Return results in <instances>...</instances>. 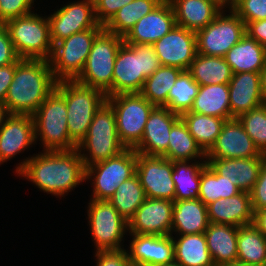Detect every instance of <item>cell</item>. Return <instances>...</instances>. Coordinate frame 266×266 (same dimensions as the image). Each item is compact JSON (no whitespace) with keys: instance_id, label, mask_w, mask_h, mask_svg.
<instances>
[{"instance_id":"6da1fadb","label":"cell","mask_w":266,"mask_h":266,"mask_svg":"<svg viewBox=\"0 0 266 266\" xmlns=\"http://www.w3.org/2000/svg\"><path fill=\"white\" fill-rule=\"evenodd\" d=\"M42 151L19 163L16 173L34 183L41 191L58 197L85 181V166L77 149Z\"/></svg>"},{"instance_id":"7a4b0ae2","label":"cell","mask_w":266,"mask_h":266,"mask_svg":"<svg viewBox=\"0 0 266 266\" xmlns=\"http://www.w3.org/2000/svg\"><path fill=\"white\" fill-rule=\"evenodd\" d=\"M57 82L48 60L19 58L4 101L8 114L33 115Z\"/></svg>"},{"instance_id":"3957f363","label":"cell","mask_w":266,"mask_h":266,"mask_svg":"<svg viewBox=\"0 0 266 266\" xmlns=\"http://www.w3.org/2000/svg\"><path fill=\"white\" fill-rule=\"evenodd\" d=\"M160 66L153 44L123 43L116 55L112 95L140 93L145 79Z\"/></svg>"},{"instance_id":"277c9868","label":"cell","mask_w":266,"mask_h":266,"mask_svg":"<svg viewBox=\"0 0 266 266\" xmlns=\"http://www.w3.org/2000/svg\"><path fill=\"white\" fill-rule=\"evenodd\" d=\"M55 89L65 98L69 136L78 145L86 136L95 112L106 101V95L75 80L58 81Z\"/></svg>"},{"instance_id":"5b68a950","label":"cell","mask_w":266,"mask_h":266,"mask_svg":"<svg viewBox=\"0 0 266 266\" xmlns=\"http://www.w3.org/2000/svg\"><path fill=\"white\" fill-rule=\"evenodd\" d=\"M35 141L42 142L44 151H71L77 144L70 138L67 128L65 98L54 89L32 115Z\"/></svg>"},{"instance_id":"8992f818","label":"cell","mask_w":266,"mask_h":266,"mask_svg":"<svg viewBox=\"0 0 266 266\" xmlns=\"http://www.w3.org/2000/svg\"><path fill=\"white\" fill-rule=\"evenodd\" d=\"M76 149L85 167L114 157L126 149L118 137L113 108L106 101L95 112L86 136ZM84 149L88 155L81 154Z\"/></svg>"},{"instance_id":"52a82bcc","label":"cell","mask_w":266,"mask_h":266,"mask_svg":"<svg viewBox=\"0 0 266 266\" xmlns=\"http://www.w3.org/2000/svg\"><path fill=\"white\" fill-rule=\"evenodd\" d=\"M4 25L20 59L50 60L53 44L48 18L33 12L11 19Z\"/></svg>"},{"instance_id":"ba28073f","label":"cell","mask_w":266,"mask_h":266,"mask_svg":"<svg viewBox=\"0 0 266 266\" xmlns=\"http://www.w3.org/2000/svg\"><path fill=\"white\" fill-rule=\"evenodd\" d=\"M123 37L103 30L94 40L85 66L76 82L112 96V78L117 52Z\"/></svg>"},{"instance_id":"9c48e42d","label":"cell","mask_w":266,"mask_h":266,"mask_svg":"<svg viewBox=\"0 0 266 266\" xmlns=\"http://www.w3.org/2000/svg\"><path fill=\"white\" fill-rule=\"evenodd\" d=\"M106 102L115 113L120 142L126 148L134 149L142 139L144 127L155 106L140 93L108 96Z\"/></svg>"},{"instance_id":"30bf717a","label":"cell","mask_w":266,"mask_h":266,"mask_svg":"<svg viewBox=\"0 0 266 266\" xmlns=\"http://www.w3.org/2000/svg\"><path fill=\"white\" fill-rule=\"evenodd\" d=\"M104 28H92L75 33L53 45L49 60L57 81L75 80L82 72L95 38Z\"/></svg>"},{"instance_id":"8fae6325","label":"cell","mask_w":266,"mask_h":266,"mask_svg":"<svg viewBox=\"0 0 266 266\" xmlns=\"http://www.w3.org/2000/svg\"><path fill=\"white\" fill-rule=\"evenodd\" d=\"M136 164L137 152L126 148L114 157L85 167V180L93 176L91 199L108 200L123 181L136 174Z\"/></svg>"},{"instance_id":"7c38bea8","label":"cell","mask_w":266,"mask_h":266,"mask_svg":"<svg viewBox=\"0 0 266 266\" xmlns=\"http://www.w3.org/2000/svg\"><path fill=\"white\" fill-rule=\"evenodd\" d=\"M224 10L205 28L196 32L197 53L224 57L246 34L244 21L233 11Z\"/></svg>"},{"instance_id":"4fadbf2b","label":"cell","mask_w":266,"mask_h":266,"mask_svg":"<svg viewBox=\"0 0 266 266\" xmlns=\"http://www.w3.org/2000/svg\"><path fill=\"white\" fill-rule=\"evenodd\" d=\"M90 200L87 214L96 251L123 249L121 242L129 230L128 222L109 200Z\"/></svg>"},{"instance_id":"5bb4252c","label":"cell","mask_w":266,"mask_h":266,"mask_svg":"<svg viewBox=\"0 0 266 266\" xmlns=\"http://www.w3.org/2000/svg\"><path fill=\"white\" fill-rule=\"evenodd\" d=\"M173 161L164 156L137 153L136 175L146 198L174 201Z\"/></svg>"},{"instance_id":"9a60e30c","label":"cell","mask_w":266,"mask_h":266,"mask_svg":"<svg viewBox=\"0 0 266 266\" xmlns=\"http://www.w3.org/2000/svg\"><path fill=\"white\" fill-rule=\"evenodd\" d=\"M47 18L53 45L75 33L92 28H104L95 18L93 0L73 1Z\"/></svg>"},{"instance_id":"2e32d148","label":"cell","mask_w":266,"mask_h":266,"mask_svg":"<svg viewBox=\"0 0 266 266\" xmlns=\"http://www.w3.org/2000/svg\"><path fill=\"white\" fill-rule=\"evenodd\" d=\"M153 47L161 65L188 70L197 54L196 32L175 25Z\"/></svg>"},{"instance_id":"e0dca14e","label":"cell","mask_w":266,"mask_h":266,"mask_svg":"<svg viewBox=\"0 0 266 266\" xmlns=\"http://www.w3.org/2000/svg\"><path fill=\"white\" fill-rule=\"evenodd\" d=\"M174 201L146 198L128 222L130 234L171 235Z\"/></svg>"},{"instance_id":"ac0fdd59","label":"cell","mask_w":266,"mask_h":266,"mask_svg":"<svg viewBox=\"0 0 266 266\" xmlns=\"http://www.w3.org/2000/svg\"><path fill=\"white\" fill-rule=\"evenodd\" d=\"M262 155L240 121L233 118L225 121L205 159L252 158Z\"/></svg>"},{"instance_id":"d6986e66","label":"cell","mask_w":266,"mask_h":266,"mask_svg":"<svg viewBox=\"0 0 266 266\" xmlns=\"http://www.w3.org/2000/svg\"><path fill=\"white\" fill-rule=\"evenodd\" d=\"M176 25L171 3L163 0L149 14L143 16L123 37L126 44H154Z\"/></svg>"},{"instance_id":"ffe728a7","label":"cell","mask_w":266,"mask_h":266,"mask_svg":"<svg viewBox=\"0 0 266 266\" xmlns=\"http://www.w3.org/2000/svg\"><path fill=\"white\" fill-rule=\"evenodd\" d=\"M34 120L29 114H8L0 127V164L35 144ZM29 146V147H28Z\"/></svg>"},{"instance_id":"44dd1931","label":"cell","mask_w":266,"mask_h":266,"mask_svg":"<svg viewBox=\"0 0 266 266\" xmlns=\"http://www.w3.org/2000/svg\"><path fill=\"white\" fill-rule=\"evenodd\" d=\"M130 252L127 251L131 265L161 266L174 262L173 235L155 236L130 234Z\"/></svg>"},{"instance_id":"7402d4cb","label":"cell","mask_w":266,"mask_h":266,"mask_svg":"<svg viewBox=\"0 0 266 266\" xmlns=\"http://www.w3.org/2000/svg\"><path fill=\"white\" fill-rule=\"evenodd\" d=\"M180 115L166 107H155L150 113L140 143L134 148L137 153L162 156L168 149L172 126Z\"/></svg>"},{"instance_id":"603a6c76","label":"cell","mask_w":266,"mask_h":266,"mask_svg":"<svg viewBox=\"0 0 266 266\" xmlns=\"http://www.w3.org/2000/svg\"><path fill=\"white\" fill-rule=\"evenodd\" d=\"M210 223L240 227L253 224L254 211L250 193L241 191L230 198H220L207 205Z\"/></svg>"},{"instance_id":"cb8c5ba5","label":"cell","mask_w":266,"mask_h":266,"mask_svg":"<svg viewBox=\"0 0 266 266\" xmlns=\"http://www.w3.org/2000/svg\"><path fill=\"white\" fill-rule=\"evenodd\" d=\"M265 156L266 154L252 158L206 159V163L241 191L250 192L258 179Z\"/></svg>"},{"instance_id":"d4e9b609","label":"cell","mask_w":266,"mask_h":266,"mask_svg":"<svg viewBox=\"0 0 266 266\" xmlns=\"http://www.w3.org/2000/svg\"><path fill=\"white\" fill-rule=\"evenodd\" d=\"M228 85L230 110L233 118L263 104L259 73L233 74Z\"/></svg>"},{"instance_id":"484cf974","label":"cell","mask_w":266,"mask_h":266,"mask_svg":"<svg viewBox=\"0 0 266 266\" xmlns=\"http://www.w3.org/2000/svg\"><path fill=\"white\" fill-rule=\"evenodd\" d=\"M175 14L176 25L197 32L211 23L222 8L216 0H168Z\"/></svg>"},{"instance_id":"4316f807","label":"cell","mask_w":266,"mask_h":266,"mask_svg":"<svg viewBox=\"0 0 266 266\" xmlns=\"http://www.w3.org/2000/svg\"><path fill=\"white\" fill-rule=\"evenodd\" d=\"M209 224L207 206L200 199L174 201L171 235L205 233Z\"/></svg>"},{"instance_id":"83f0119b","label":"cell","mask_w":266,"mask_h":266,"mask_svg":"<svg viewBox=\"0 0 266 266\" xmlns=\"http://www.w3.org/2000/svg\"><path fill=\"white\" fill-rule=\"evenodd\" d=\"M204 235L215 266L237 262L238 227L210 223Z\"/></svg>"},{"instance_id":"f1b7e54d","label":"cell","mask_w":266,"mask_h":266,"mask_svg":"<svg viewBox=\"0 0 266 266\" xmlns=\"http://www.w3.org/2000/svg\"><path fill=\"white\" fill-rule=\"evenodd\" d=\"M233 74L242 72L259 73L266 61V49L245 34L224 56Z\"/></svg>"},{"instance_id":"f546056e","label":"cell","mask_w":266,"mask_h":266,"mask_svg":"<svg viewBox=\"0 0 266 266\" xmlns=\"http://www.w3.org/2000/svg\"><path fill=\"white\" fill-rule=\"evenodd\" d=\"M190 112L215 116L225 120L233 119L229 102V85L199 86Z\"/></svg>"},{"instance_id":"4dcf8cb0","label":"cell","mask_w":266,"mask_h":266,"mask_svg":"<svg viewBox=\"0 0 266 266\" xmlns=\"http://www.w3.org/2000/svg\"><path fill=\"white\" fill-rule=\"evenodd\" d=\"M179 236L173 238L175 262L181 266H215L204 233Z\"/></svg>"},{"instance_id":"1f68e13d","label":"cell","mask_w":266,"mask_h":266,"mask_svg":"<svg viewBox=\"0 0 266 266\" xmlns=\"http://www.w3.org/2000/svg\"><path fill=\"white\" fill-rule=\"evenodd\" d=\"M188 71L200 85L228 84L232 78L230 65L224 57L196 54Z\"/></svg>"},{"instance_id":"d6a6232c","label":"cell","mask_w":266,"mask_h":266,"mask_svg":"<svg viewBox=\"0 0 266 266\" xmlns=\"http://www.w3.org/2000/svg\"><path fill=\"white\" fill-rule=\"evenodd\" d=\"M189 163L191 161H173L174 201L198 199L199 197L201 171L206 167V160L202 158L201 162Z\"/></svg>"},{"instance_id":"836d02e7","label":"cell","mask_w":266,"mask_h":266,"mask_svg":"<svg viewBox=\"0 0 266 266\" xmlns=\"http://www.w3.org/2000/svg\"><path fill=\"white\" fill-rule=\"evenodd\" d=\"M162 156L171 161H196L194 159L206 158V153L180 118L171 128L168 149Z\"/></svg>"},{"instance_id":"e575fe53","label":"cell","mask_w":266,"mask_h":266,"mask_svg":"<svg viewBox=\"0 0 266 266\" xmlns=\"http://www.w3.org/2000/svg\"><path fill=\"white\" fill-rule=\"evenodd\" d=\"M237 262L266 266V237L253 224L238 227Z\"/></svg>"},{"instance_id":"d590c367","label":"cell","mask_w":266,"mask_h":266,"mask_svg":"<svg viewBox=\"0 0 266 266\" xmlns=\"http://www.w3.org/2000/svg\"><path fill=\"white\" fill-rule=\"evenodd\" d=\"M180 118L187 125L189 133L205 153L215 144L217 136L221 133L226 121L223 118L190 111L182 114Z\"/></svg>"},{"instance_id":"8d00e7d4","label":"cell","mask_w":266,"mask_h":266,"mask_svg":"<svg viewBox=\"0 0 266 266\" xmlns=\"http://www.w3.org/2000/svg\"><path fill=\"white\" fill-rule=\"evenodd\" d=\"M182 71L177 67L161 65L145 79L140 94L155 107H166L168 93Z\"/></svg>"},{"instance_id":"74e56055","label":"cell","mask_w":266,"mask_h":266,"mask_svg":"<svg viewBox=\"0 0 266 266\" xmlns=\"http://www.w3.org/2000/svg\"><path fill=\"white\" fill-rule=\"evenodd\" d=\"M163 0H133L119 9L104 25V30L124 37L143 16L154 10Z\"/></svg>"},{"instance_id":"f35d334b","label":"cell","mask_w":266,"mask_h":266,"mask_svg":"<svg viewBox=\"0 0 266 266\" xmlns=\"http://www.w3.org/2000/svg\"><path fill=\"white\" fill-rule=\"evenodd\" d=\"M145 199L144 189L135 174L130 179L123 181L108 200L118 213L129 222Z\"/></svg>"},{"instance_id":"ab89813d","label":"cell","mask_w":266,"mask_h":266,"mask_svg":"<svg viewBox=\"0 0 266 266\" xmlns=\"http://www.w3.org/2000/svg\"><path fill=\"white\" fill-rule=\"evenodd\" d=\"M241 190L225 176L217 174L207 163L201 171L199 197L206 206L220 198H230Z\"/></svg>"},{"instance_id":"60d3db41","label":"cell","mask_w":266,"mask_h":266,"mask_svg":"<svg viewBox=\"0 0 266 266\" xmlns=\"http://www.w3.org/2000/svg\"><path fill=\"white\" fill-rule=\"evenodd\" d=\"M199 86L192 78L191 73L188 70H183L168 93L166 108L180 116L189 112L197 96Z\"/></svg>"},{"instance_id":"b9f144b4","label":"cell","mask_w":266,"mask_h":266,"mask_svg":"<svg viewBox=\"0 0 266 266\" xmlns=\"http://www.w3.org/2000/svg\"><path fill=\"white\" fill-rule=\"evenodd\" d=\"M237 119L259 151L266 154V104L241 114Z\"/></svg>"},{"instance_id":"7bdbcfd3","label":"cell","mask_w":266,"mask_h":266,"mask_svg":"<svg viewBox=\"0 0 266 266\" xmlns=\"http://www.w3.org/2000/svg\"><path fill=\"white\" fill-rule=\"evenodd\" d=\"M233 11L244 23L266 19V0H241Z\"/></svg>"},{"instance_id":"ee69618b","label":"cell","mask_w":266,"mask_h":266,"mask_svg":"<svg viewBox=\"0 0 266 266\" xmlns=\"http://www.w3.org/2000/svg\"><path fill=\"white\" fill-rule=\"evenodd\" d=\"M33 3L34 0H0V24L32 13Z\"/></svg>"},{"instance_id":"f6af8a7d","label":"cell","mask_w":266,"mask_h":266,"mask_svg":"<svg viewBox=\"0 0 266 266\" xmlns=\"http://www.w3.org/2000/svg\"><path fill=\"white\" fill-rule=\"evenodd\" d=\"M94 12L97 22L105 25L113 15L133 0H93Z\"/></svg>"},{"instance_id":"bcb514c9","label":"cell","mask_w":266,"mask_h":266,"mask_svg":"<svg viewBox=\"0 0 266 266\" xmlns=\"http://www.w3.org/2000/svg\"><path fill=\"white\" fill-rule=\"evenodd\" d=\"M249 193L254 212L266 208V156L261 166L258 179Z\"/></svg>"},{"instance_id":"7dc6e473","label":"cell","mask_w":266,"mask_h":266,"mask_svg":"<svg viewBox=\"0 0 266 266\" xmlns=\"http://www.w3.org/2000/svg\"><path fill=\"white\" fill-rule=\"evenodd\" d=\"M96 266H130V260L127 251L123 249L96 251Z\"/></svg>"},{"instance_id":"c3c4849f","label":"cell","mask_w":266,"mask_h":266,"mask_svg":"<svg viewBox=\"0 0 266 266\" xmlns=\"http://www.w3.org/2000/svg\"><path fill=\"white\" fill-rule=\"evenodd\" d=\"M18 59L7 28L0 24V67L15 63Z\"/></svg>"},{"instance_id":"681fc988","label":"cell","mask_w":266,"mask_h":266,"mask_svg":"<svg viewBox=\"0 0 266 266\" xmlns=\"http://www.w3.org/2000/svg\"><path fill=\"white\" fill-rule=\"evenodd\" d=\"M245 31L266 49V19L246 23Z\"/></svg>"},{"instance_id":"f907efd6","label":"cell","mask_w":266,"mask_h":266,"mask_svg":"<svg viewBox=\"0 0 266 266\" xmlns=\"http://www.w3.org/2000/svg\"><path fill=\"white\" fill-rule=\"evenodd\" d=\"M16 62L0 67V104L4 105L6 94L13 81Z\"/></svg>"},{"instance_id":"816d5d0a","label":"cell","mask_w":266,"mask_h":266,"mask_svg":"<svg viewBox=\"0 0 266 266\" xmlns=\"http://www.w3.org/2000/svg\"><path fill=\"white\" fill-rule=\"evenodd\" d=\"M253 225L266 237V208L254 212Z\"/></svg>"},{"instance_id":"f5cc1de1","label":"cell","mask_w":266,"mask_h":266,"mask_svg":"<svg viewBox=\"0 0 266 266\" xmlns=\"http://www.w3.org/2000/svg\"><path fill=\"white\" fill-rule=\"evenodd\" d=\"M259 75H260V87H261L263 104H266V61L264 67L259 72Z\"/></svg>"},{"instance_id":"db71d44e","label":"cell","mask_w":266,"mask_h":266,"mask_svg":"<svg viewBox=\"0 0 266 266\" xmlns=\"http://www.w3.org/2000/svg\"><path fill=\"white\" fill-rule=\"evenodd\" d=\"M240 1L241 0H222V9L228 7L229 10H233Z\"/></svg>"},{"instance_id":"11a10c76","label":"cell","mask_w":266,"mask_h":266,"mask_svg":"<svg viewBox=\"0 0 266 266\" xmlns=\"http://www.w3.org/2000/svg\"><path fill=\"white\" fill-rule=\"evenodd\" d=\"M7 115H8V112L5 106L0 104V127L2 126L3 121Z\"/></svg>"},{"instance_id":"9f6ffc18","label":"cell","mask_w":266,"mask_h":266,"mask_svg":"<svg viewBox=\"0 0 266 266\" xmlns=\"http://www.w3.org/2000/svg\"><path fill=\"white\" fill-rule=\"evenodd\" d=\"M225 266H256V265L244 264V263H240V262H233V263L225 265Z\"/></svg>"},{"instance_id":"6f0895ef","label":"cell","mask_w":266,"mask_h":266,"mask_svg":"<svg viewBox=\"0 0 266 266\" xmlns=\"http://www.w3.org/2000/svg\"><path fill=\"white\" fill-rule=\"evenodd\" d=\"M161 266H181V265L174 261L172 263L161 265Z\"/></svg>"},{"instance_id":"680465c9","label":"cell","mask_w":266,"mask_h":266,"mask_svg":"<svg viewBox=\"0 0 266 266\" xmlns=\"http://www.w3.org/2000/svg\"><path fill=\"white\" fill-rule=\"evenodd\" d=\"M222 8V0H216Z\"/></svg>"}]
</instances>
